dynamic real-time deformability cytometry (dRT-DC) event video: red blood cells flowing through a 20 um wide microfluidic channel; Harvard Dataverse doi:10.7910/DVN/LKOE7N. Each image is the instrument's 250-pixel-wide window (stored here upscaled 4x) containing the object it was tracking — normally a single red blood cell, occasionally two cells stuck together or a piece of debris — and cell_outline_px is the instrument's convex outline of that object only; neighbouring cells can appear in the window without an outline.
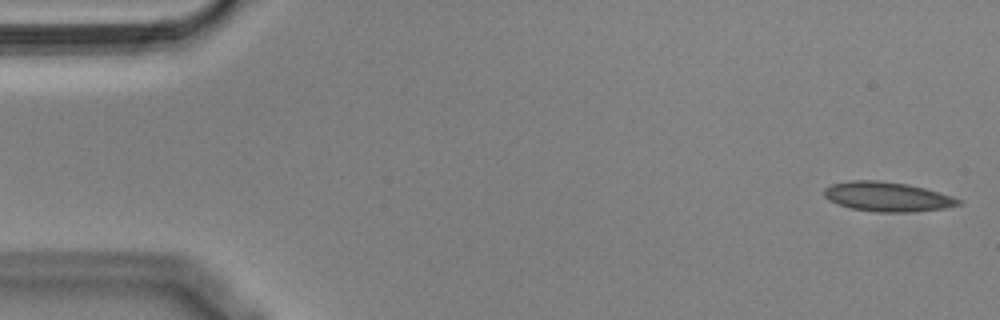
{"species": "Egyptian fruit bat (a non-hibernating species)", "species_latin": "Rousettus aegyptiacus", "temperature_condition": "cold", "stored_images_in_passage": 54, "camera_frame_rate_fps": 3000, "um_per_image_px": 0.085, "animal": {"sex": "male"}, "frame": {"image": 1, "passage_image": 1, "time_ms": 0.0, "image_size_px": [1000, 320], "cell_outline_px": [[964, 204], [944, 208], [912, 212], [876, 212], [852, 208], [836, 204], [828, 200], [824, 196], [824, 188], [832, 184], [848, 180], [876, 180], [908, 184], [940, 192], [964, 200]], "centroid_in_image_um": [75.44, 16.72], "position_along_channel_um": 9.6, "area_um2": 23.35}}
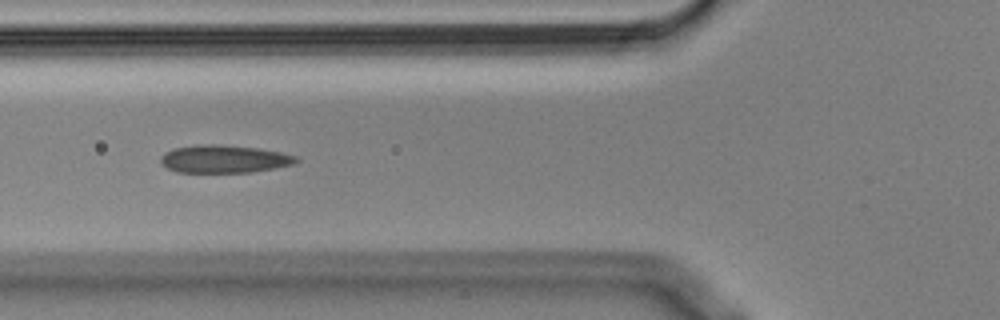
{"frame": {"image": 2, "passage_image": 19, "time_ms": 6.0, "image_size_px": [1000, 320], "cell_outline_px": [[300, 160], [292, 164], [252, 172], [176, 172], [160, 164], [160, 156], [164, 152], [172, 148], [200, 144], [212, 144], [260, 148], [280, 152], [296, 156]], "centroid_in_image_um": [18.99, 13.5], "position_along_channel_um": 106.8, "area_um2": 21.96}}
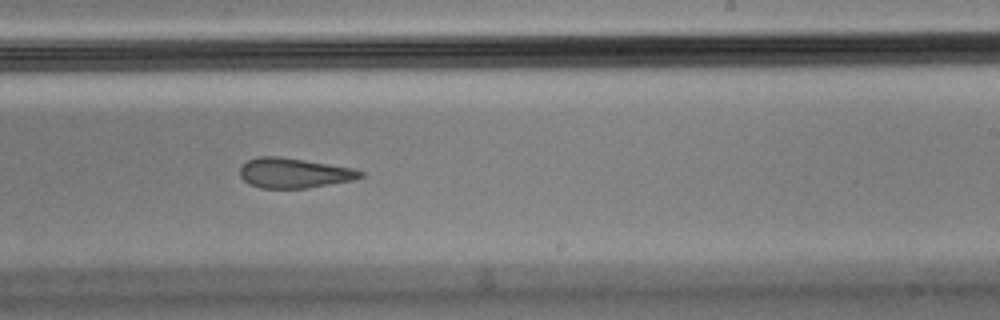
{"frame": {"image": 3, "passage_image": 32, "time_ms": 10.333, "image_size_px": [1000, 320], "cell_outline_px": [[364, 176], [352, 180], [308, 188], [260, 188], [248, 184], [240, 176], [240, 168], [248, 160], [260, 156], [280, 156], [352, 168], [364, 172]], "centroid_in_image_um": [24.97, 14.71], "position_along_channel_um": 264.0, "area_um2": 20.92}, "authors_computed_cell_mechanics": {"area_um2": 22.5998, "velocity_mm_per_s": 3.6212, "shape_relaxation_time_tau1_ms": null, "shape_relaxation_time_tau2_ms": 3.1635, "deformation_change_tau1": null, "deformation_change_tau2": 0.1072}}